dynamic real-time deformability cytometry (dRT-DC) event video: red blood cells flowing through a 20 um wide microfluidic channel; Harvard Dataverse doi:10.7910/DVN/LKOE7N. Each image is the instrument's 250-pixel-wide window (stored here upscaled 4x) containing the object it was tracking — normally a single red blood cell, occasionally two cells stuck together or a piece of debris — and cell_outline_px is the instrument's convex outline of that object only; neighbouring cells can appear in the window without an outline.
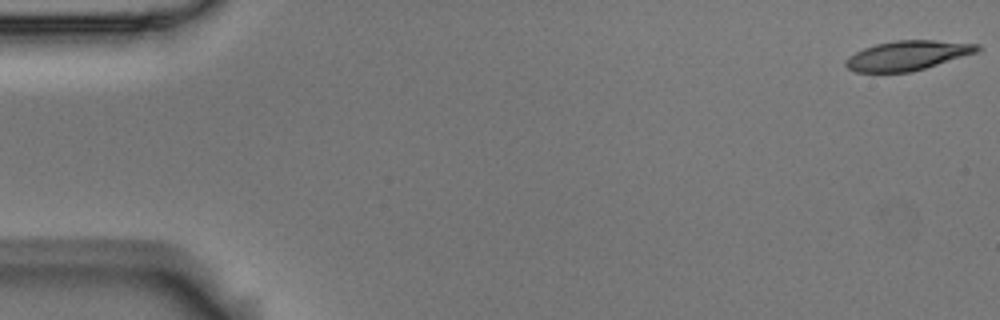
{"species": "Egyptian fruit bat (a non-hibernating species)", "species_latin": "Rousettus aegyptiacus", "temperature_condition": "room temperature", "stored_images_in_passage": 56, "camera_frame_rate_fps": 3000, "um_per_image_px": 0.085, "animal": {"sex": "male"}, "frame": {"image": 1, "passage_image": 1, "time_ms": 0.0, "image_size_px": [1000, 320], "cell_outline_px": [[984, 48], [980, 52], [912, 72], [856, 72], [848, 68], [844, 64], [844, 60], [848, 56], [864, 48], [876, 44], [896, 40], [936, 40], [980, 44]], "centroid_in_image_um": [77.2, 4.71], "position_along_channel_um": 7.8, "area_um2": 23.0}}
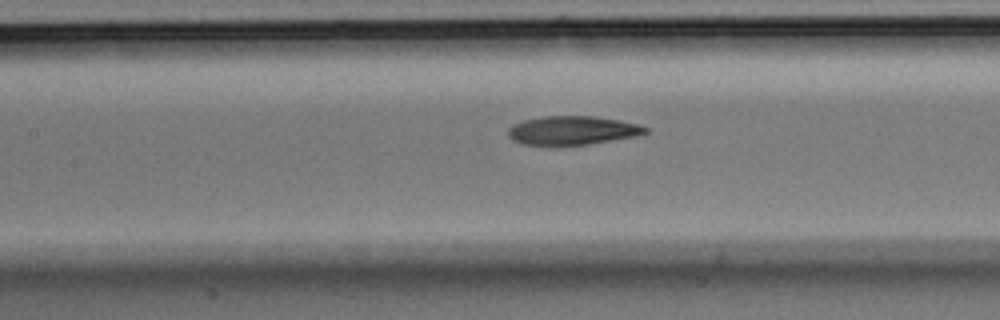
{"frame": {"image": 2, "passage_image": 25, "time_ms": 8.0, "image_size_px": [1000, 320], "cell_outline_px": [[652, 128], [648, 132], [636, 136], [588, 144], [552, 148], [524, 144], [512, 140], [508, 136], [508, 128], [512, 124], [524, 120], [544, 116], [592, 116], [620, 120]], "centroid_in_image_um": [48.61, 11.12], "position_along_channel_um": 158.8, "area_um2": 23.7}}
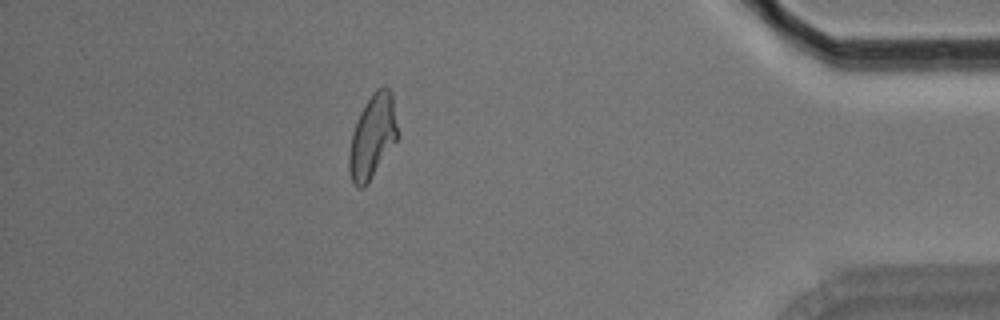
{"frame": {"image": 3, "passage_image": 49, "time_ms": 16.0, "image_size_px": [1000, 320], "cell_outline_px": [[400, 136], [364, 188], [356, 188], [352, 184], [348, 168], [348, 152], [352, 132], [356, 120], [364, 104], [372, 92], [376, 88], [384, 84], [392, 92], [400, 132]], "centroid_in_image_um": [31.68, 11.57], "position_along_channel_um": 403.5, "area_um2": 24.45}, "authors_computed_cell_mechanics": {"area_um2": 23.7269, "velocity_mm_per_s": 3.6088, "shape_relaxation_time_tau1_ms": 9.2541, "shape_relaxation_time_tau2_ms": 4.3866, "deformation_change_tau1": 0.2443, "deformation_change_tau2": 0.1171}}